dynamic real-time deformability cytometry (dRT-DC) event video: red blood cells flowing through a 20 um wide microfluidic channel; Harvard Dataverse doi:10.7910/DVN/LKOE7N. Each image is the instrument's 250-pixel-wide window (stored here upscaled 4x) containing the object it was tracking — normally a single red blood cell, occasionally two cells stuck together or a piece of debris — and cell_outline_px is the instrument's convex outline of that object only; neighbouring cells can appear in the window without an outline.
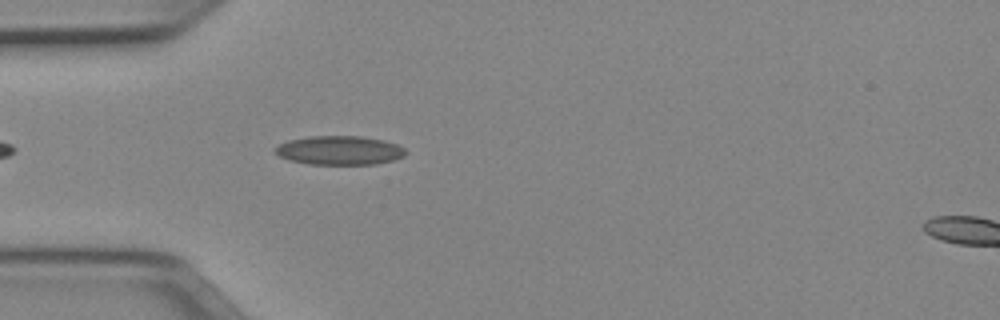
{"species": "Egyptian fruit bat (a non-hibernating species)", "species_latin": "Rousettus aegyptiacus", "temperature_condition": "cold", "stored_images_in_passage": 40, "camera_frame_rate_fps": 3000, "um_per_image_px": 0.085, "animal": {"sex": "female"}, "frame": {"image": 1, "passage_image": 4, "time_ms": 1.0, "image_size_px": [1000, 320], "cell_outline_px": [[408, 152], [404, 156], [392, 160], [376, 164], [308, 164], [288, 160], [272, 152], [272, 148], [288, 140], [308, 136], [360, 136], [384, 140], [396, 144], [404, 148]], "centroid_in_image_um": [28.82, 12.78], "position_along_channel_um": 56.2, "area_um2": 22.2}}
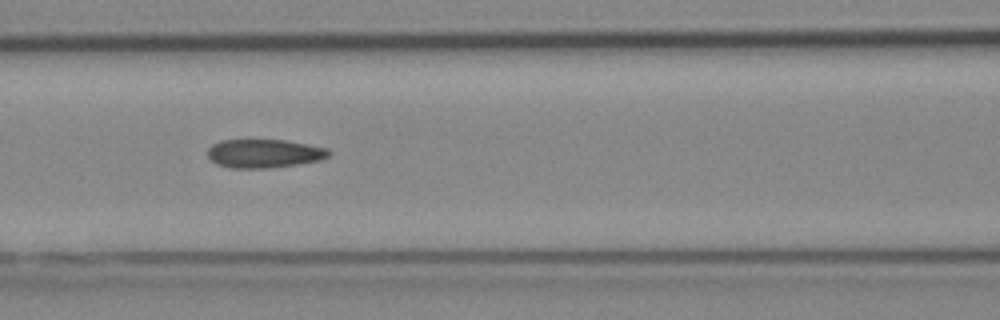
{"frame": {"image": 2, "passage_image": 11, "time_ms": 3.333, "image_size_px": [1000, 320], "cell_outline_px": [[332, 152], [328, 156], [320, 160], [296, 164], [268, 168], [228, 168], [216, 164], [208, 156], [208, 148], [212, 144], [220, 140], [284, 140], [308, 144], [328, 148]], "centroid_in_image_um": [22.44, 13.04], "position_along_channel_um": 144.2, "area_um2": 20.23}}
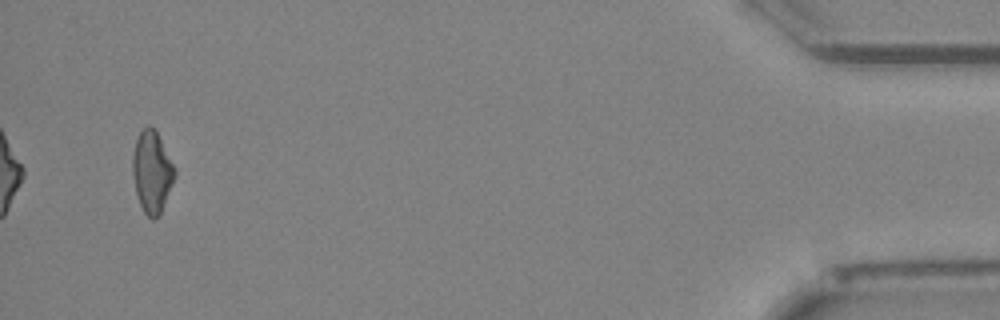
{"frame": {"image": 3, "passage_image": 38, "time_ms": 12.333, "image_size_px": [1000, 320], "cell_outline_px": [[176, 176], [160, 216], [156, 220], [152, 220], [144, 212], [140, 204], [136, 192], [132, 172], [132, 156], [136, 140], [140, 132], [148, 124], [156, 132], [176, 172]], "centroid_in_image_um": [12.91, 14.68], "position_along_channel_um": 422.3, "area_um2": 19.83}, "authors_computed_cell_mechanics": {"area_um2": 20.23, "velocity_mm_per_s": 3.9907, "shape_relaxation_time_tau1_ms": null, "shape_relaxation_time_tau2_ms": 4.3049, "deformation_change_tau1": null, "deformation_change_tau2": 0.1201}}